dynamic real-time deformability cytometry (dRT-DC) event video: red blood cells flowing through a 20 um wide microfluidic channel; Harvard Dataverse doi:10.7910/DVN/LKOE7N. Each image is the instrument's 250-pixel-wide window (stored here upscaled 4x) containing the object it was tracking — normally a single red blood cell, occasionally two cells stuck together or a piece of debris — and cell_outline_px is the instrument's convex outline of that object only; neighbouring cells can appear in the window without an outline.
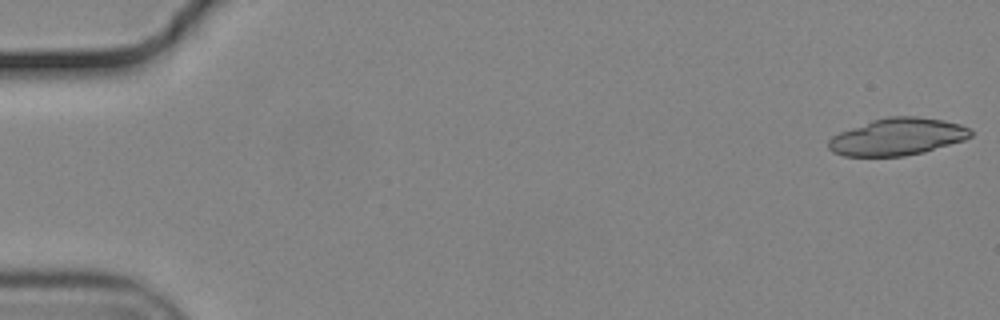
{"species": "common noctule bat (a hibernating species)", "species_latin": "Nyctalus noctula", "temperature_condition": "cold", "stored_images_in_passage": 22, "camera_frame_rate_fps": 3000, "um_per_image_px": 0.085, "animal": {"sex": "male", "body_mass_g": 19.2, "forearm_length_mm": 51.8}, "frame": {"image": 1, "passage_image": 1, "time_ms": 0.0, "image_size_px": [1000, 320], "cell_outline_px": [[972, 136], [964, 140], [924, 152], [904, 156], [844, 156], [832, 152], [828, 148], [828, 140], [832, 136], [840, 132], [872, 120], [888, 116], [916, 116], [944, 120], [960, 124], [968, 128], [972, 132]], "centroid_in_image_um": [76.27, 11.62], "position_along_channel_um": 8.7, "area_um2": 30.75}}